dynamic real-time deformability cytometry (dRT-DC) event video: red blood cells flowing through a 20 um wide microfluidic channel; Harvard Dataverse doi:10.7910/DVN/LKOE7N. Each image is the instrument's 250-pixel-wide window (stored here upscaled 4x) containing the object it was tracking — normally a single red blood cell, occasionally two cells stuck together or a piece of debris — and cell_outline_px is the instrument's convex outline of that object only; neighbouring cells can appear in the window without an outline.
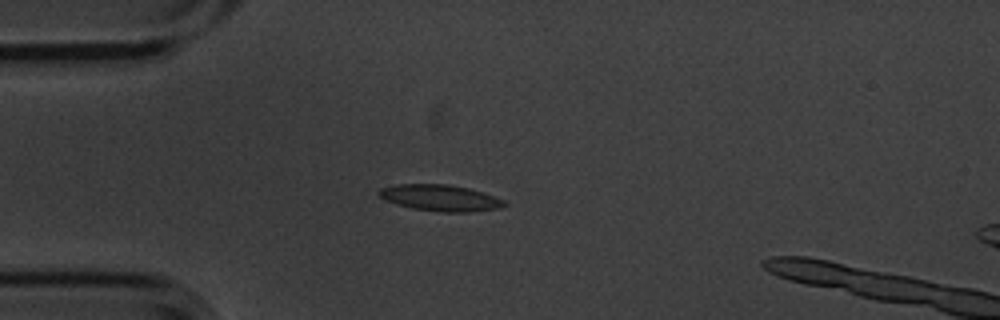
{"species": "common noctule bat (a hibernating species)", "species_latin": "Nyctalus noctula", "temperature_condition": "cold", "stored_images_in_passage": 7, "camera_frame_rate_fps": 3000, "um_per_image_px": 0.085, "animal": {"sex": "male", "body_mass_g": 20.1, "forearm_length_mm": 53.5}, "frame": {"image": 1, "passage_image": 4, "time_ms": 1.0, "image_size_px": [1000, 320], "cell_outline_px": [[508, 204], [496, 208], [468, 212], [440, 212], [412, 208], [396, 204], [384, 200], [376, 192], [380, 188], [396, 184], [448, 184], [468, 188], [484, 192], [504, 200]], "centroid_in_image_um": [37.38, 16.81], "position_along_channel_um": 47.6, "area_um2": 19.25}}
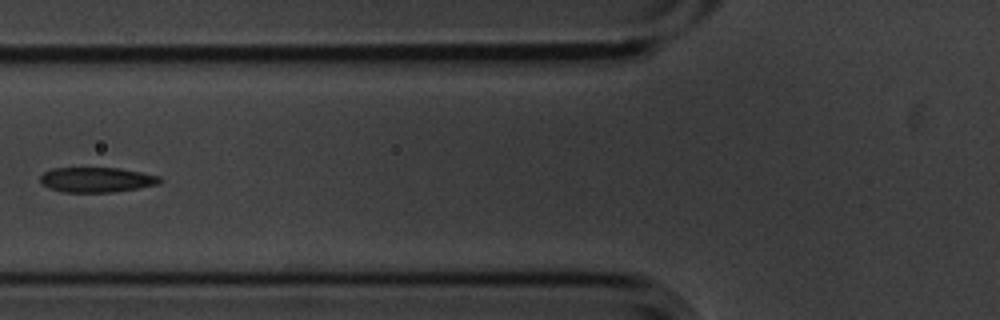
{"frame": {"image": 2, "passage_image": 6, "time_ms": 1.667, "image_size_px": [1000, 320], "cell_outline_px": [[160, 184], [112, 192], [64, 192], [48, 188], [40, 180], [40, 176], [44, 172], [52, 168], [120, 168], [160, 176]], "centroid_in_image_um": [8.2, 15.27], "position_along_channel_um": 117.6, "area_um2": 17.28}}
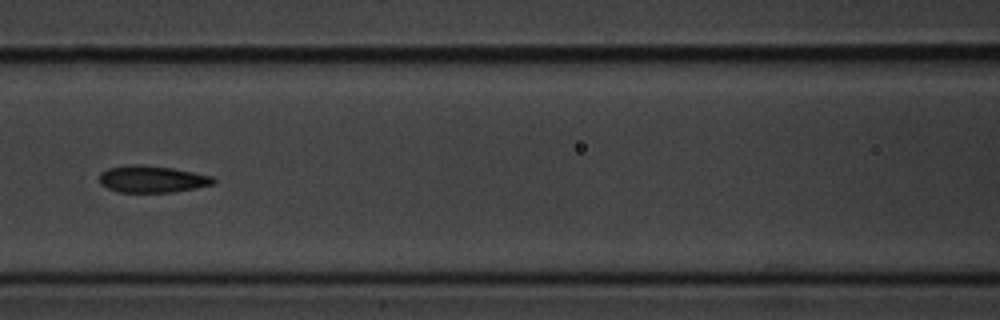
{"frame": {"image": 3, "passage_image": 7, "time_ms": 2.0, "image_size_px": [1000, 320], "cell_outline_px": [[216, 180], [212, 184], [196, 188], [172, 192], [120, 192], [108, 188], [100, 184], [100, 172], [108, 168], [128, 164], [140, 164], [172, 168], [212, 176]], "centroid_in_image_um": [12.9, 15.22], "position_along_channel_um": 153.7, "area_um2": 17.8}}